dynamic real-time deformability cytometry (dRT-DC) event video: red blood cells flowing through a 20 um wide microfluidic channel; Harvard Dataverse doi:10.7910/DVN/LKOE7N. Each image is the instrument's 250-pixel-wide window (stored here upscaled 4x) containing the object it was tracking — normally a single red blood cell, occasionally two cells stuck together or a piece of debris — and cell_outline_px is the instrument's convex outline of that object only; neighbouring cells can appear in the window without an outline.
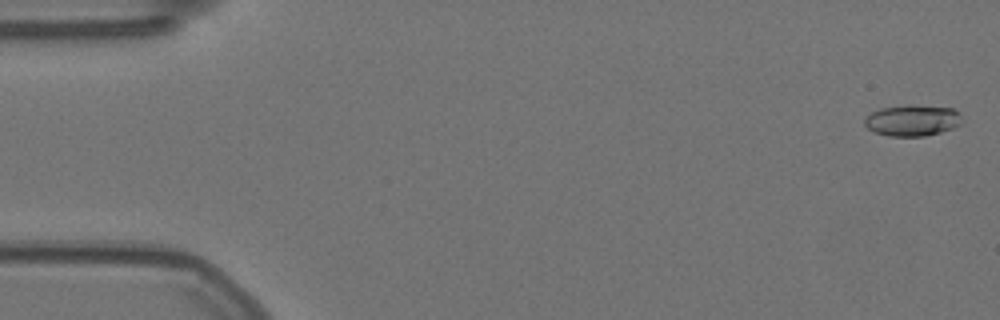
{"species": "Egyptian fruit bat (a non-hibernating species)", "species_latin": "Rousettus aegyptiacus", "temperature_condition": "warm", "stored_images_in_passage": 58, "camera_frame_rate_fps": 3000, "um_per_image_px": 0.085, "animal": {"sex": "female"}, "frame": {"image": 1, "passage_image": 2, "time_ms": 0.333, "image_size_px": [1000, 320], "cell_outline_px": [[960, 124], [952, 128], [940, 132], [924, 136], [888, 136], [872, 132], [864, 124], [864, 116], [880, 108], [912, 104], [952, 108], [960, 112]], "centroid_in_image_um": [77.51, 10.23], "position_along_channel_um": 7.5, "area_um2": 17.86}}
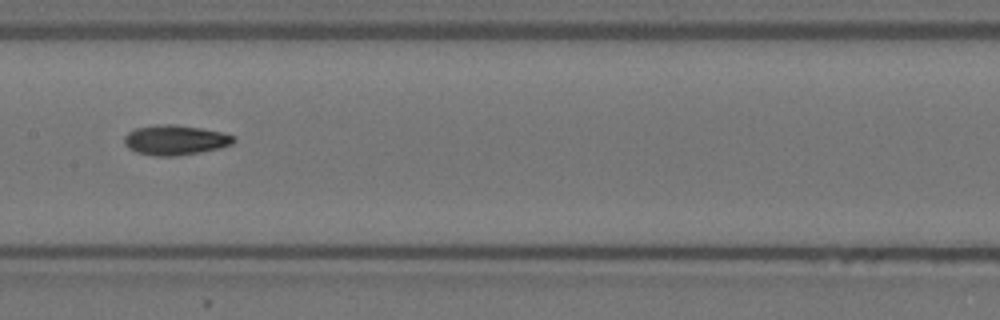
{"frame": {"image": 2, "passage_image": 29, "time_ms": 9.333, "image_size_px": [1000, 320], "cell_outline_px": [[236, 140], [232, 144], [220, 148], [200, 152], [176, 156], [152, 156], [136, 152], [128, 148], [124, 144], [124, 136], [128, 132], [136, 128], [160, 124], [172, 124], [200, 128], [224, 132], [236, 136]], "centroid_in_image_um": [14.9, 11.91], "position_along_channel_um": 192.5, "area_um2": 19.25}}
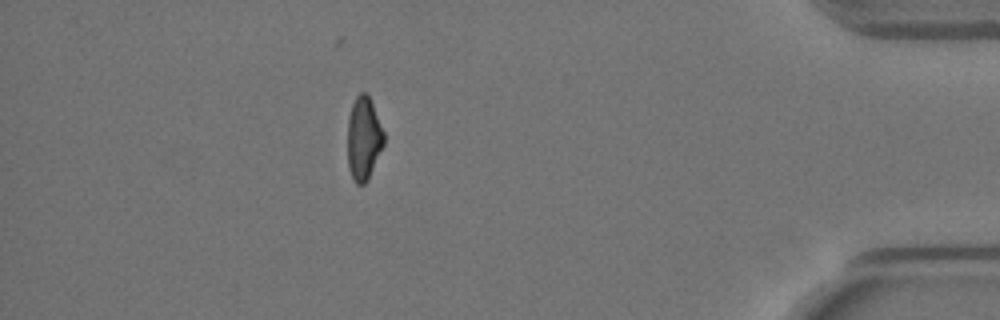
{"frame": {"image": 3, "passage_image": 51, "time_ms": 16.667, "image_size_px": [1000, 320], "cell_outline_px": [[384, 144], [368, 180], [364, 184], [356, 184], [352, 180], [348, 168], [348, 116], [352, 104], [356, 96], [360, 92], [368, 92], [384, 132]], "centroid_in_image_um": [30.91, 11.76], "position_along_channel_um": 404.3, "area_um2": 17.86}, "authors_computed_cell_mechanics": {"area_um2": 18.1203, "velocity_mm_per_s": 3.5662, "shape_relaxation_time_tau1_ms": 5.4392, "shape_relaxation_time_tau2_ms": 7.465, "deformation_change_tau1": 0.1978, "deformation_change_tau2": 0.1353}}